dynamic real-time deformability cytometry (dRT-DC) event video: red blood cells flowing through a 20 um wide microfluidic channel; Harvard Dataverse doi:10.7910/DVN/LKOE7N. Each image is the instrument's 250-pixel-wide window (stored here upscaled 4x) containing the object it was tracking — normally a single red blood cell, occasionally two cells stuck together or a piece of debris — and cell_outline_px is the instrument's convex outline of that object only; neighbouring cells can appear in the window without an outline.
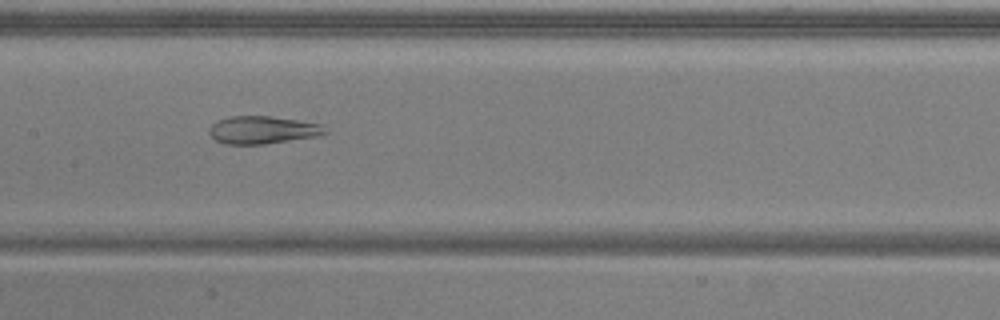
{"species": "common noctule bat (a hibernating species)", "species_latin": "Nyctalus noctula", "temperature_condition": "warm", "stored_images_in_passage": 52, "camera_frame_rate_fps": 3000, "um_per_image_px": 0.085, "animal": {"sex": "male", "body_mass_g": 20.5, "forearm_length_mm": 52.5}, "frame": {"image": 1, "passage_image": 25, "time_ms": 8.0, "image_size_px": [1000, 320], "cell_outline_px": [[328, 132], [320, 136], [264, 144], [224, 144], [216, 140], [208, 132], [208, 128], [216, 120], [232, 116], [272, 116], [324, 124]], "centroid_in_image_um": [22.35, 11.04], "position_along_channel_um": 185.0, "area_um2": 18.96}}
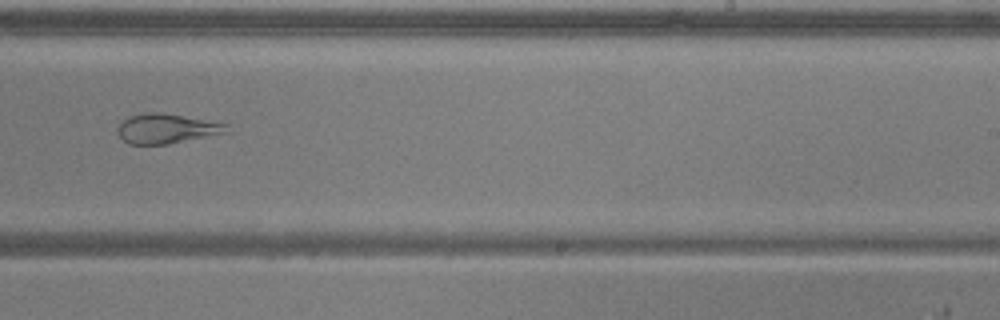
{"frame": {"image": 2, "passage_image": 32, "time_ms": 10.333, "image_size_px": [1000, 320], "cell_outline_px": [[228, 132], [168, 144], [128, 144], [116, 132], [116, 128], [124, 120], [132, 116], [144, 112], [156, 112], [228, 124]], "centroid_in_image_um": [14.12, 10.94], "position_along_channel_um": 274.9, "area_um2": 18.44}}
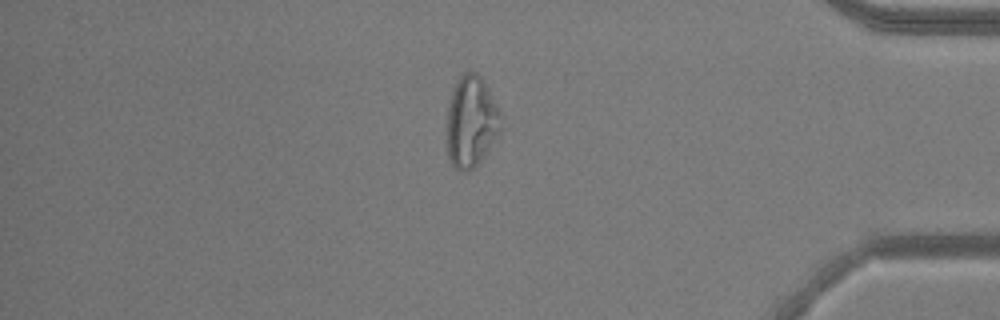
{"frame": {"image": 3, "passage_image": 44, "time_ms": 14.333, "image_size_px": [1000, 320], "cell_outline_px": [[504, 116], [500, 132], [476, 168], [468, 172], [460, 172], [452, 164], [448, 156], [448, 108], [452, 92], [456, 80], [468, 68], [476, 72], [484, 80]], "centroid_in_image_um": [40.1, 10.32], "position_along_channel_um": 395.1, "area_um2": 29.3}, "authors_computed_cell_mechanics": {"area_um2": 28.4954, "velocity_mm_per_s": 3.8653, "shape_relaxation_time_tau1_ms": null, "shape_relaxation_time_tau2_ms": 1.9555, "deformation_change_tau1": null, "deformation_change_tau2": 0.0851}}